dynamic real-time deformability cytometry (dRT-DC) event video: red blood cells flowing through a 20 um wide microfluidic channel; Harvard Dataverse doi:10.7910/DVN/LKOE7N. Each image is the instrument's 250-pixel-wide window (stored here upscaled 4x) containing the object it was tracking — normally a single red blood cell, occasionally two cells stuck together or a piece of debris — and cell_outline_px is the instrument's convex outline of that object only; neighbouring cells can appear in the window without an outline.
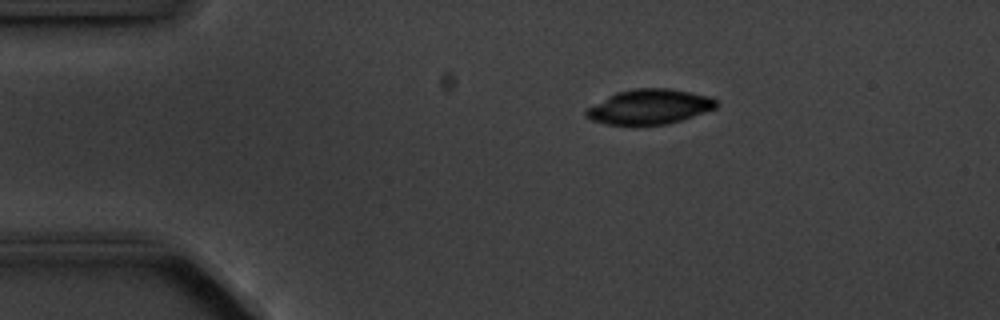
{"species": "common noctule bat (a hibernating species)", "species_latin": "Nyctalus noctula", "temperature_condition": "cold", "stored_images_in_passage": 9, "camera_frame_rate_fps": 3000, "um_per_image_px": 0.085, "animal": {"sex": "male", "body_mass_g": 20.1, "forearm_length_mm": 53.5}, "frame": {"image": 1, "passage_image": 1, "time_ms": 0.0, "image_size_px": [1000, 320], "cell_outline_px": [[720, 104], [716, 108], [680, 120], [664, 124], [608, 124], [592, 120], [584, 116], [584, 112], [588, 108], [608, 96], [616, 92], [632, 88], [668, 88], [692, 92], [708, 96], [716, 100]], "centroid_in_image_um": [55.21, 9.05], "position_along_channel_um": 29.8, "area_um2": 26.18}}
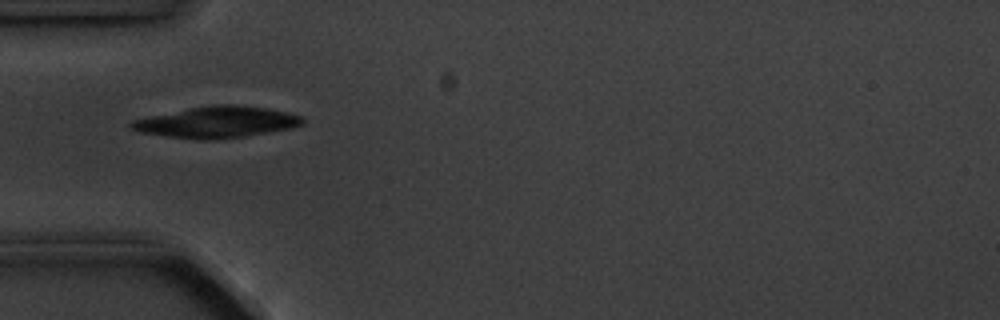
{"frame": {"image": 2, "passage_image": 3, "time_ms": 2.333, "image_size_px": [1000, 320], "cell_outline_px": [[304, 124], [292, 128], [244, 136], [204, 140], [196, 140], [136, 132], [128, 124], [132, 120], [188, 108], [216, 104], [236, 104], [268, 108], [288, 112], [300, 116], [304, 120]], "centroid_in_image_um": [18.42, 10.38], "position_along_channel_um": 66.6, "area_um2": 31.21}}
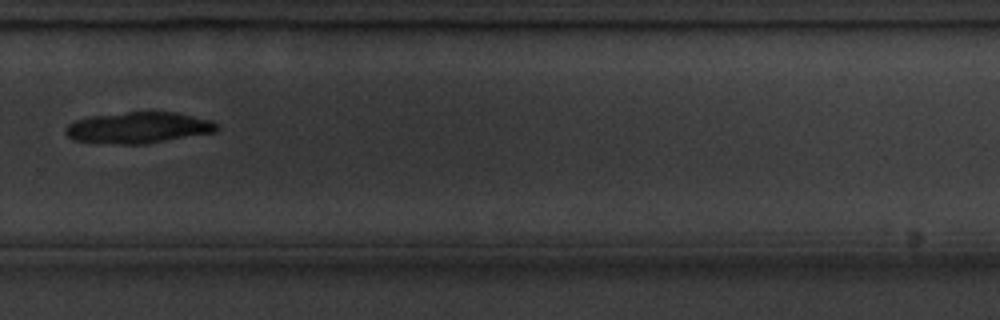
{"frame": {"image": 3, "passage_image": 9, "time_ms": 9.333, "image_size_px": [1000, 320], "cell_outline_px": [[220, 128], [216, 132], [148, 144], [120, 144], [72, 140], [64, 132], [64, 128], [68, 124], [76, 120], [88, 116], [128, 112], [176, 112], [212, 120]], "centroid_in_image_um": [11.78, 10.85], "position_along_channel_um": 318.0, "area_um2": 27.74}}